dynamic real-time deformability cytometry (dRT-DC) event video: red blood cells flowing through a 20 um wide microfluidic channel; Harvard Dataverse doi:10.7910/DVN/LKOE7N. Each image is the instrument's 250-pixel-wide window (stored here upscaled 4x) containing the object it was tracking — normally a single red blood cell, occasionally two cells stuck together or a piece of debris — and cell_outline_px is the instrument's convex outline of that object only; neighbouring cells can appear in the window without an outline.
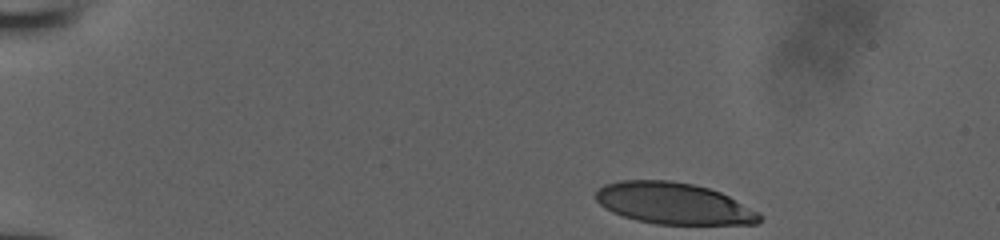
{"species": "human", "species_latin": "Homo sapiens", "temperature_condition": "room temperature", "stored_images_in_passage": 38, "camera_frame_rate_fps": 3000, "um_per_image_px": 0.085, "donor": {"sex": "male"}, "frame": {"image": 1, "passage_image": 1, "time_ms": 0.0, "image_size_px": [1000, 240], "cell_outline_px": [[764, 216], [756, 224], [656, 224], [636, 220], [612, 212], [604, 208], [596, 200], [596, 192], [604, 184], [620, 180], [672, 180], [692, 184], [708, 188], [720, 192], [760, 212]], "centroid_in_image_um": [57.26, 17.29], "position_along_channel_um": 27.7, "area_um2": 39.65}}
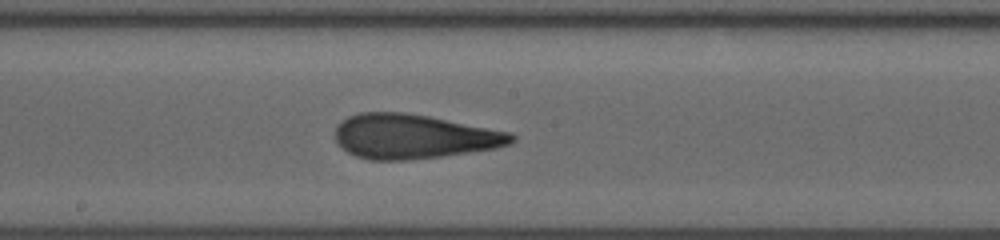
{"frame": {"image": 2, "passage_image": 22, "time_ms": 7.0, "image_size_px": [1000, 240], "cell_outline_px": [[516, 140], [512, 144], [496, 148], [440, 156], [404, 160], [368, 160], [356, 156], [348, 152], [336, 144], [336, 124], [348, 116], [360, 112], [404, 112], [428, 116], [512, 132], [516, 136]], "centroid_in_image_um": [35.15, 11.59], "position_along_channel_um": 213.0, "area_um2": 45.84}}
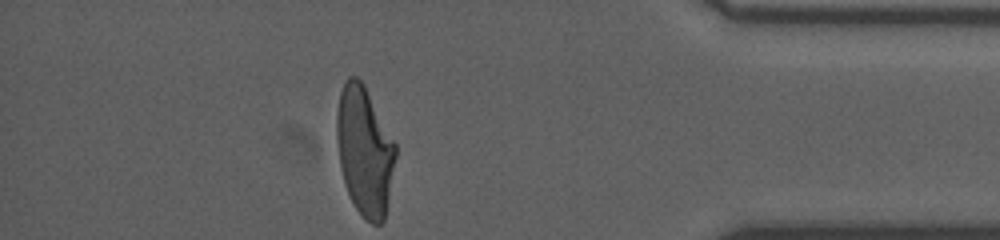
{"frame": {"image": 3, "passage_image": 38, "time_ms": 12.333, "image_size_px": [1000, 240], "cell_outline_px": [[396, 156], [384, 220], [380, 224], [372, 224], [364, 220], [356, 208], [344, 184], [340, 168], [336, 140], [336, 116], [340, 92], [344, 80], [348, 76], [356, 76], [364, 84], [396, 144]], "centroid_in_image_um": [30.97, 12.82], "position_along_channel_um": 404.2, "area_um2": 44.27}}